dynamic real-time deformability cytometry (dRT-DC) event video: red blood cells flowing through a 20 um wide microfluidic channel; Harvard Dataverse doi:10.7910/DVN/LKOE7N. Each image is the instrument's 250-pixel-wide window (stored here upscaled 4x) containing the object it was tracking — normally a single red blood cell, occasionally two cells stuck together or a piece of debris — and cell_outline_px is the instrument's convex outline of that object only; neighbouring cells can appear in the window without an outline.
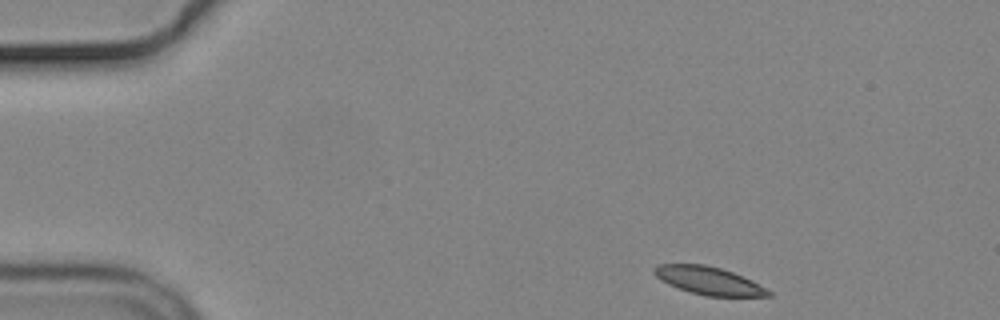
{"species": "common noctule bat (a hibernating species)", "species_latin": "Nyctalus noctula", "temperature_condition": "cold", "stored_images_in_passage": 3, "camera_frame_rate_fps": 3000, "um_per_image_px": 0.085, "animal": {"sex": "male", "body_mass_g": 19.2, "forearm_length_mm": 51.8}, "frame": {"image": 1, "passage_image": 1, "time_ms": 0.0, "image_size_px": [1000, 320], "cell_outline_px": [[772, 296], [704, 296], [668, 284], [660, 280], [652, 272], [652, 268], [660, 264], [704, 264], [720, 268], [732, 272], [752, 280], [772, 292]], "centroid_in_image_um": [60.23, 23.85], "position_along_channel_um": 24.8, "area_um2": 18.44}}